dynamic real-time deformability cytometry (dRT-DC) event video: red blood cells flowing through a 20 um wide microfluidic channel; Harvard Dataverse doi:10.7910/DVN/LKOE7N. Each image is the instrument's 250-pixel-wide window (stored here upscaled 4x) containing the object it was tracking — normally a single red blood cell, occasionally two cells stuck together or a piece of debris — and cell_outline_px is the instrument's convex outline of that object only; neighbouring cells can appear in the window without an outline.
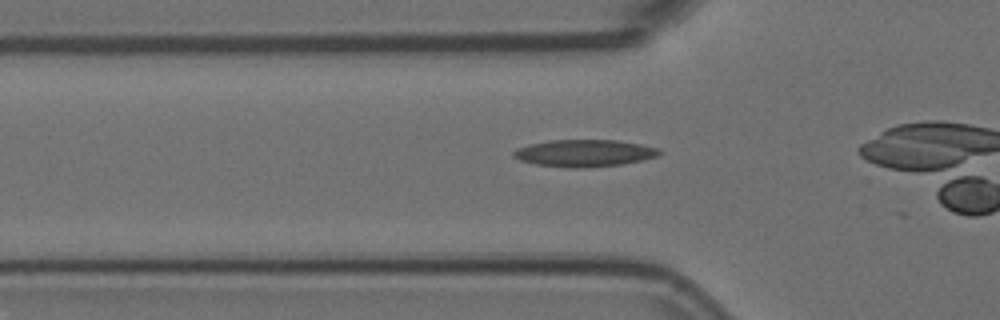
{"species": "Egyptian fruit bat (a non-hibernating species)", "species_latin": "Rousettus aegyptiacus", "temperature_condition": "room temperature", "stored_images_in_passage": 34, "camera_frame_rate_fps": 3000, "um_per_image_px": 0.085, "animal": {"sex": "female"}, "frame": {"image": 1, "passage_image": 9, "time_ms": 2.667, "image_size_px": [1000, 320], "cell_outline_px": [[664, 152], [656, 156], [644, 160], [624, 164], [584, 168], [568, 168], [536, 164], [520, 160], [512, 156], [512, 152], [516, 148], [528, 144], [548, 140], [616, 140], [640, 144], [660, 148]], "centroid_in_image_um": [49.68, 13.02], "position_along_channel_um": 76.1, "area_um2": 23.29}}
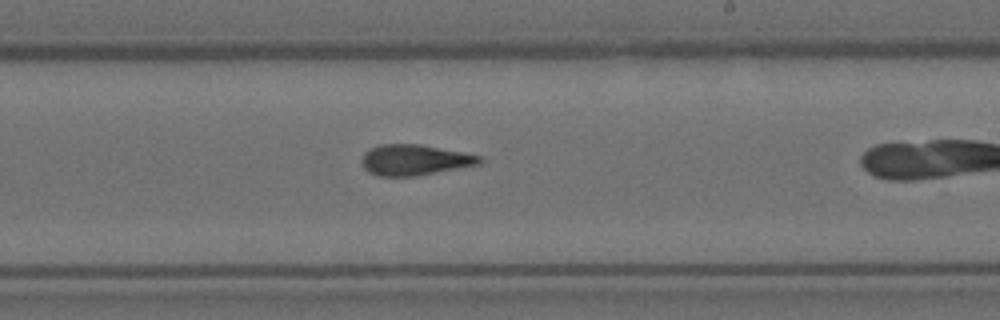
{"frame": {"image": 2, "passage_image": 23, "time_ms": 7.333, "image_size_px": [1000, 320], "cell_outline_px": [[484, 160], [480, 164], [416, 176], [380, 176], [368, 172], [364, 168], [360, 160], [364, 152], [380, 144], [420, 144], [480, 156]], "centroid_in_image_um": [35.2, 13.6], "position_along_channel_um": 253.8, "area_um2": 20.98}}
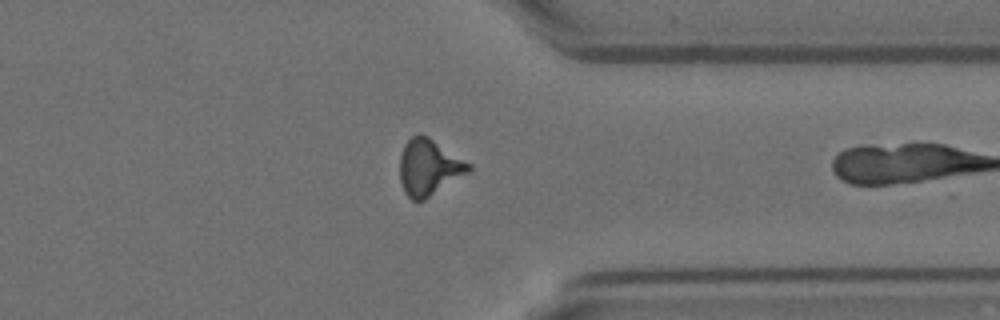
{"frame": {"image": 3, "passage_image": 33, "time_ms": 10.667, "image_size_px": [1000, 320], "cell_outline_px": [[472, 168], [468, 172], [424, 200], [412, 200], [404, 192], [400, 180], [400, 152], [404, 144], [412, 136], [420, 132], [428, 136], [472, 164]], "centroid_in_image_um": [36.43, 14.19], "position_along_channel_um": 375.0, "area_um2": 22.54}}